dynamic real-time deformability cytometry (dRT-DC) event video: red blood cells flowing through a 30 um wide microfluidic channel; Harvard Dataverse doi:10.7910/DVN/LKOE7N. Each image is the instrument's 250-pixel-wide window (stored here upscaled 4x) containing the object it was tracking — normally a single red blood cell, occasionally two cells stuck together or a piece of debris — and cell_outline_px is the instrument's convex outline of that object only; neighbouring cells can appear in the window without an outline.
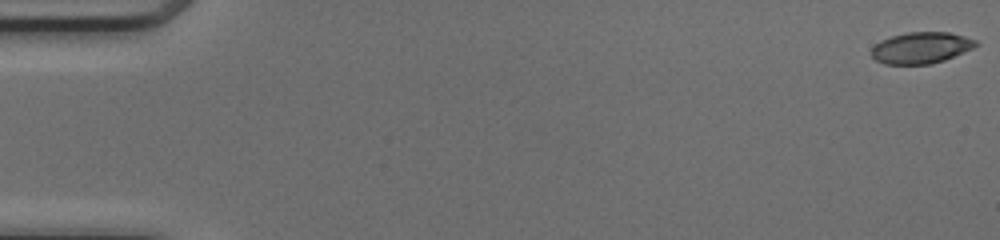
{"species": "common noctule bat (a hibernating species)", "species_latin": "Nyctalus noctula", "temperature_condition": "cold", "stored_images_in_passage": 47, "camera_frame_rate_fps": 3000, "um_per_image_px": 0.085, "animal": {"sex": "female", "body_mass_g": 17.0, "forearm_length_mm": 48.0}, "frame": {"image": 1, "passage_image": 1, "time_ms": 0.0, "image_size_px": [1000, 240], "cell_outline_px": [[980, 44], [972, 48], [944, 60], [928, 64], [884, 64], [876, 60], [872, 56], [872, 48], [880, 40], [892, 36], [908, 32], [948, 32], [964, 36], [976, 40]], "centroid_in_image_um": [78.29, 4.06], "position_along_channel_um": 6.7, "area_um2": 18.9}}
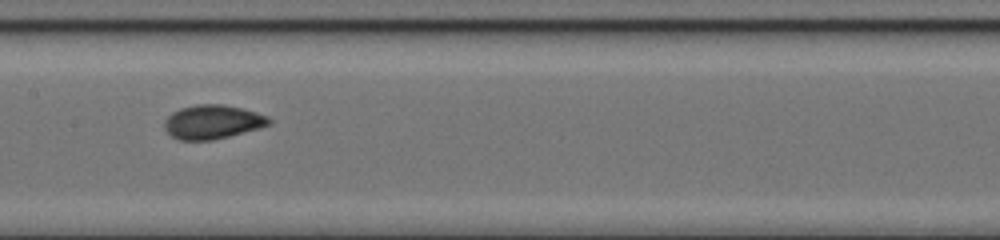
{"frame": {"image": 2, "passage_image": 26, "time_ms": 8.333, "image_size_px": [1000, 240], "cell_outline_px": [[272, 120], [268, 124], [260, 128], [212, 140], [180, 140], [172, 136], [164, 128], [164, 120], [172, 112], [180, 108], [196, 104], [224, 104], [256, 112], [268, 116]], "centroid_in_image_um": [18.05, 10.35], "position_along_channel_um": 189.4, "area_um2": 20.63}}
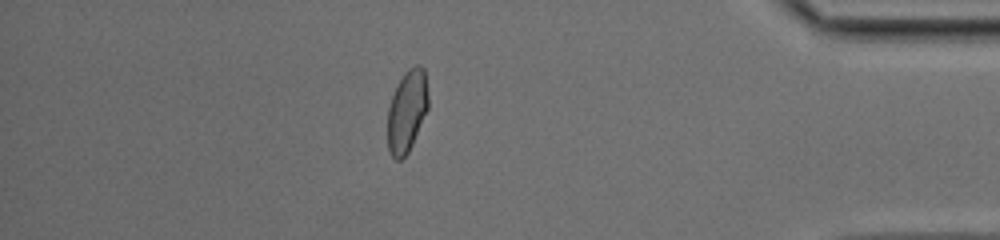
{"frame": {"image": 3, "passage_image": 44, "time_ms": 14.333, "image_size_px": [1000, 240], "cell_outline_px": [[428, 108], [412, 144], [408, 152], [400, 160], [396, 160], [392, 156], [388, 148], [388, 108], [392, 96], [404, 72], [408, 68], [416, 64], [420, 64], [424, 68], [428, 92]], "centroid_in_image_um": [34.6, 9.41], "position_along_channel_um": 400.6, "area_um2": 19.31}, "authors_computed_cell_mechanics": {"area_um2": 19.5364, "velocity_mm_per_s": 4.1722, "shape_relaxation_time_tau1_ms": 4.5758, "shape_relaxation_time_tau2_ms": 1.2804, "deformation_change_tau1": 0.1313, "deformation_change_tau2": 0.0538}}